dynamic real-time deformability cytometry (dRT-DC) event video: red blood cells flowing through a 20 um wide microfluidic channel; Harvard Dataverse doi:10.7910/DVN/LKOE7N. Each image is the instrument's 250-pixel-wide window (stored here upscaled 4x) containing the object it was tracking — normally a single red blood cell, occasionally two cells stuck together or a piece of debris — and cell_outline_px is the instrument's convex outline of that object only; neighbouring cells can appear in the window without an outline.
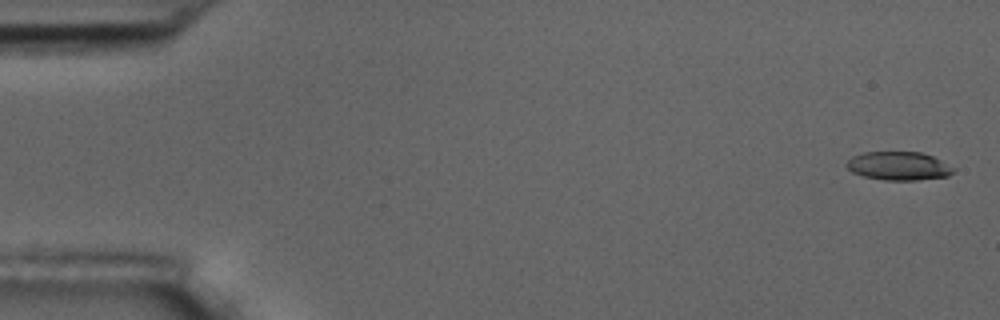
{"species": "common noctule bat (a hibernating species)", "species_latin": "Nyctalus noctula", "temperature_condition": "room temperature", "stored_images_in_passage": 5, "camera_frame_rate_fps": 3000, "um_per_image_px": 0.085, "animal": {"sex": "male", "body_mass_g": 17.5, "forearm_length_mm": 52.3}, "frame": {"image": 1, "passage_image": 1, "time_ms": 0.0, "image_size_px": [1000, 320], "cell_outline_px": [[956, 168], [948, 176], [916, 180], [884, 180], [864, 176], [852, 172], [844, 164], [852, 156], [864, 152], [920, 152], [932, 156]], "centroid_in_image_um": [76.37, 14.1], "position_along_channel_um": 8.6, "area_um2": 17.69}}